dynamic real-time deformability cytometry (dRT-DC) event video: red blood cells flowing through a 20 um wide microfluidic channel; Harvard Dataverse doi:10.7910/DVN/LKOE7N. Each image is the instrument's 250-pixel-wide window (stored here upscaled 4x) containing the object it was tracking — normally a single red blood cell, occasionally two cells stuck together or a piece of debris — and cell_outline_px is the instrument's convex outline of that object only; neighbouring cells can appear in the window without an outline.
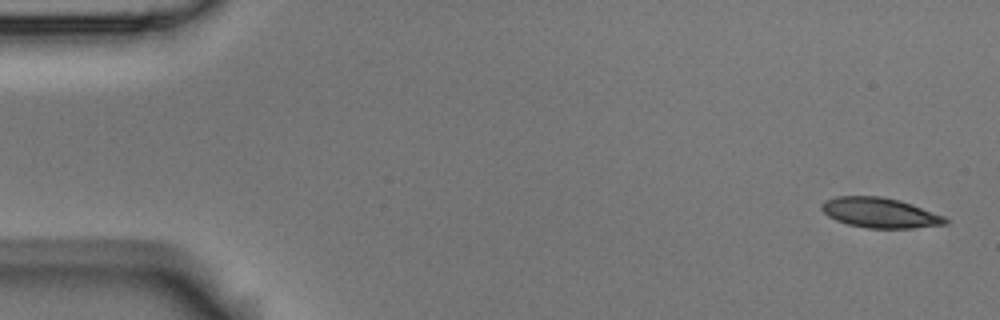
{"species": "Egyptian fruit bat (a non-hibernating species)", "species_latin": "Rousettus aegyptiacus", "temperature_condition": "room temperature", "stored_images_in_passage": 4, "camera_frame_rate_fps": 3000, "um_per_image_px": 0.085, "animal": {"sex": "male"}, "frame": {"image": 1, "passage_image": 1, "time_ms": 0.0, "image_size_px": [1000, 320], "cell_outline_px": [[948, 224], [912, 228], [864, 228], [848, 224], [836, 220], [828, 216], [820, 208], [820, 204], [824, 200], [836, 196], [880, 196], [912, 204], [944, 216], [948, 220]], "centroid_in_image_um": [74.76, 18.09], "position_along_channel_um": 10.2, "area_um2": 21.68}}